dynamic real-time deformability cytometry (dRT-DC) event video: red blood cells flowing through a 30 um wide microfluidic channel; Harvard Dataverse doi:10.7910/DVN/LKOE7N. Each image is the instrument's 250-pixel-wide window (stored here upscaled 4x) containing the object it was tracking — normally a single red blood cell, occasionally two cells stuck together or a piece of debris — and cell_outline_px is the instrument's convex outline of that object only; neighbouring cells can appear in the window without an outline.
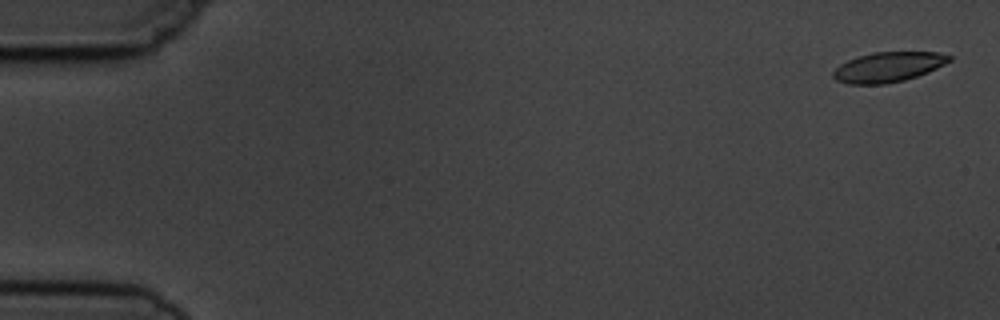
{"species": "common noctule bat (a hibernating species)", "species_latin": "Nyctalus noctula", "temperature_condition": "cold", "stored_images_in_passage": 5, "camera_frame_rate_fps": 3000, "um_per_image_px": 0.085, "animal": {"sex": "male", "body_mass_g": 19.5, "forearm_length_mm": 54.6}, "frame": {"image": 1, "passage_image": 1, "time_ms": 0.0, "image_size_px": [1000, 320], "cell_outline_px": [[952, 60], [928, 72], [904, 80], [884, 84], [848, 84], [836, 80], [832, 76], [832, 72], [840, 64], [856, 56], [872, 52], [940, 52], [952, 56]], "centroid_in_image_um": [75.48, 5.69], "position_along_channel_um": 9.5, "area_um2": 20.35}}
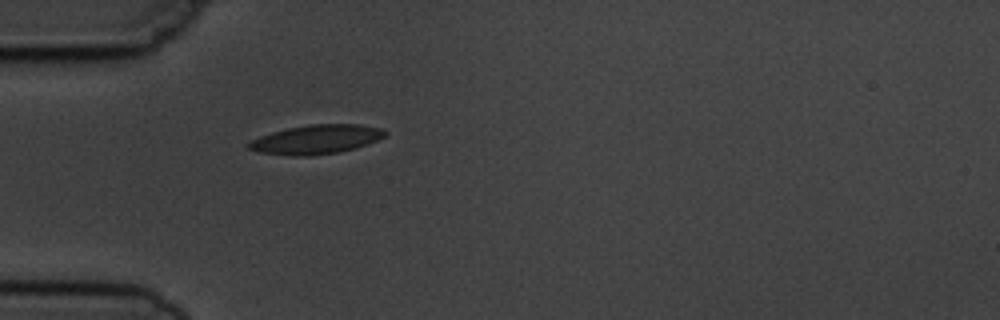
{"frame": {"image": 2, "passage_image": 5, "time_ms": 5.0, "image_size_px": [1000, 320], "cell_outline_px": [[388, 132], [384, 136], [368, 144], [356, 148], [336, 152], [308, 156], [296, 156], [260, 152], [248, 148], [248, 144], [252, 140], [260, 136], [272, 132], [288, 128], [308, 124], [360, 124], [384, 128]], "centroid_in_image_um": [26.92, 11.83], "position_along_channel_um": 58.1, "area_um2": 23.0}}